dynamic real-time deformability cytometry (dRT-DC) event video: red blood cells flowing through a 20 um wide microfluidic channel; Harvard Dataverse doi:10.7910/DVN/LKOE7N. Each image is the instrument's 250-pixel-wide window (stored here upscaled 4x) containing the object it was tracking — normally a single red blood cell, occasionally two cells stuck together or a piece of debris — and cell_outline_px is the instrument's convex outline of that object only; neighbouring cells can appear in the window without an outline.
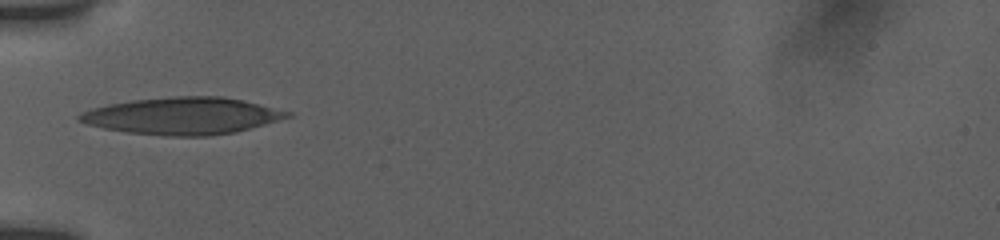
{"species": "human", "species_latin": "Homo sapiens", "temperature_condition": "room temperature", "stored_images_in_passage": 20, "camera_frame_rate_fps": 3000, "um_per_image_px": 0.085, "donor": {"sex": "female"}, "frame": {"image": 1, "passage_image": 1, "time_ms": 0.0, "image_size_px": [1000, 240], "cell_outline_px": [[292, 116], [236, 132], [208, 136], [164, 136], [124, 132], [84, 124], [76, 120], [76, 116], [80, 112], [92, 108], [108, 104], [132, 100], [176, 96], [224, 96], [292, 112]], "centroid_in_image_um": [15.44, 9.85], "position_along_channel_um": 69.6, "area_um2": 44.97}}
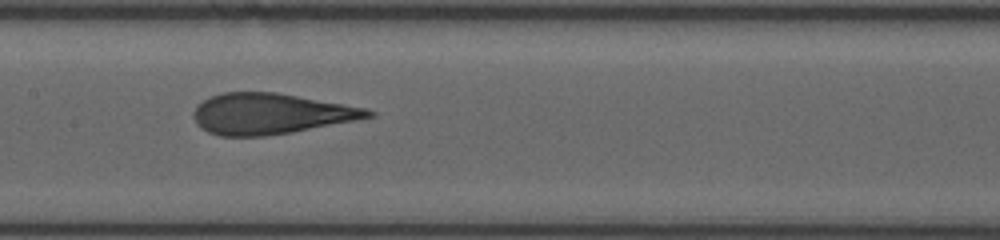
{"frame": {"image": 2, "passage_image": 12, "time_ms": 3.0, "image_size_px": [1000, 240], "cell_outline_px": [[376, 116], [356, 120], [292, 132], [264, 136], [220, 136], [208, 132], [200, 128], [196, 124], [192, 116], [192, 112], [196, 104], [212, 96], [224, 92], [276, 92], [364, 108], [376, 112]], "centroid_in_image_um": [22.94, 9.67], "position_along_channel_um": 184.5, "area_um2": 41.38}}
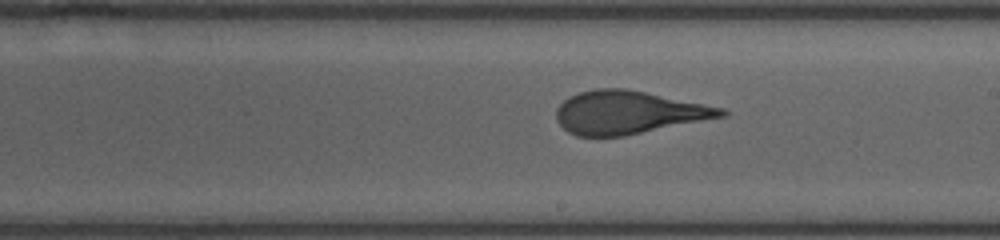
{"frame": {"image": 3, "passage_image": 17, "time_ms": 4.333, "image_size_px": [1000, 240], "cell_outline_px": [[728, 116], [624, 136], [576, 136], [568, 132], [556, 120], [556, 108], [568, 96], [580, 92], [596, 88], [624, 88], [724, 108], [728, 112]], "centroid_in_image_um": [53.41, 9.56], "position_along_channel_um": 235.6, "area_um2": 41.33}}